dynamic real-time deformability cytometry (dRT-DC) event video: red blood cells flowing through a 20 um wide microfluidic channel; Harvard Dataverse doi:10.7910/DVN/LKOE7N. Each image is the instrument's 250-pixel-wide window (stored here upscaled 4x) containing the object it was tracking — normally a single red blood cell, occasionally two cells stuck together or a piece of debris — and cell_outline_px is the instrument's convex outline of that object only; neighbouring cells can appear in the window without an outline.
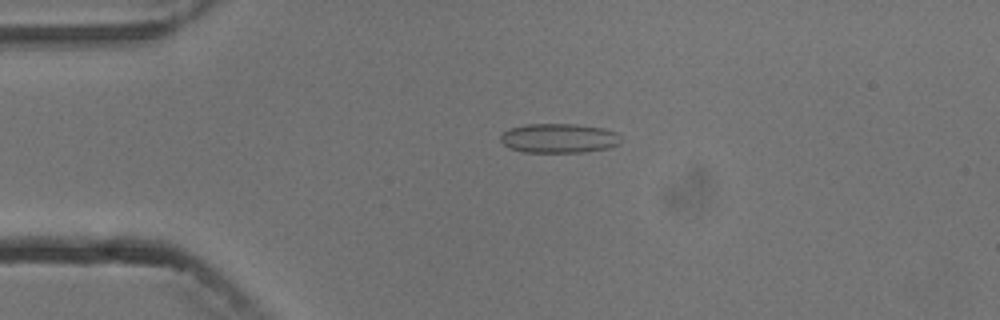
{"species": "common noctule bat (a hibernating species)", "species_latin": "Nyctalus noctula", "temperature_condition": "cold", "stored_images_in_passage": 3, "camera_frame_rate_fps": 3000, "um_per_image_px": 0.085, "animal": {"sex": "male", "body_mass_g": 13.3}, "frame": {"image": 1, "passage_image": 2, "time_ms": 1.333, "image_size_px": [1000, 320], "cell_outline_px": [[620, 144], [608, 148], [584, 152], [524, 152], [508, 148], [500, 140], [500, 136], [504, 132], [512, 128], [524, 124], [576, 124], [604, 128], [616, 132], [620, 136]], "centroid_in_image_um": [47.52, 11.75], "position_along_channel_um": 37.5, "area_um2": 20.69}}